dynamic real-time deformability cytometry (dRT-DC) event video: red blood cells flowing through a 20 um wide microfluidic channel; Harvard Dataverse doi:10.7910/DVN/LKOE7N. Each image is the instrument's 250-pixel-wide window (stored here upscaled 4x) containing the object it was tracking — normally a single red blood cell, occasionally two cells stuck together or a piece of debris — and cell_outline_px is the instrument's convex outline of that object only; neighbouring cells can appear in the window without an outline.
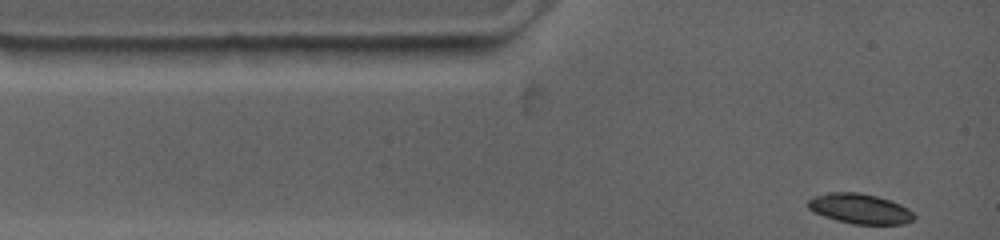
{"species": "common noctule bat (a hibernating species)", "species_latin": "Nyctalus noctula", "temperature_condition": "warm", "stored_images_in_passage": 2, "camera_frame_rate_fps": 4500, "um_per_image_px": 0.085, "animal": {"sex": "female", "body_mass_g": 19.0, "forearm_length_mm": 53.3}, "frame": {"image": 1, "passage_image": 2, "time_ms": 0.667, "image_size_px": [1000, 240], "cell_outline_px": [[916, 216], [912, 220], [904, 224], [852, 224], [836, 220], [824, 216], [808, 208], [808, 200], [816, 196], [828, 192], [856, 192], [876, 196], [892, 200], [908, 208]], "centroid_in_image_um": [73.12, 17.74], "position_along_channel_um": 11.9, "area_um2": 18.5}}